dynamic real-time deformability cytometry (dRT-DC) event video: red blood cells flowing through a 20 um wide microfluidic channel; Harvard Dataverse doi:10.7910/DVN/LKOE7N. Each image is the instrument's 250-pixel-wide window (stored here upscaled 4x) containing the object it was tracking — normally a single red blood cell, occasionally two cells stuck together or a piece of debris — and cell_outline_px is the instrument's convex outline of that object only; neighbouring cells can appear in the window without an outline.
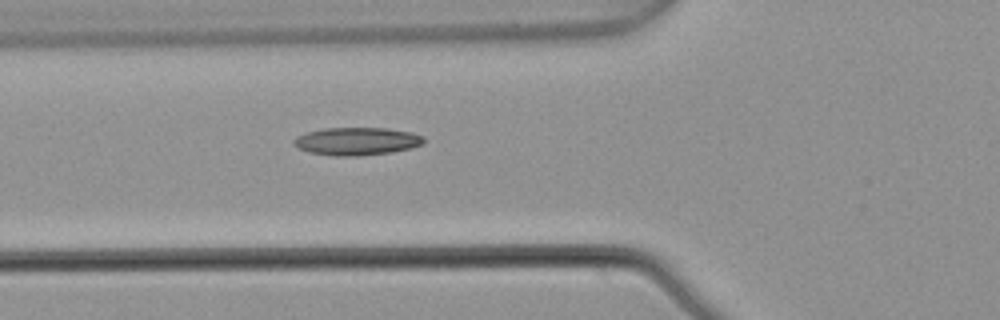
{"species": "common noctule bat (a hibernating species)", "species_latin": "Nyctalus noctula", "temperature_condition": "warm", "stored_images_in_passage": 4, "camera_frame_rate_fps": 3000, "um_per_image_px": 0.085, "animal": {"sex": "male", "body_mass_g": 21.5, "forearm_length_mm": 52.0}, "frame": {"image": 1, "passage_image": 4, "time_ms": 1.0, "image_size_px": [1000, 320], "cell_outline_px": [[424, 144], [392, 152], [360, 156], [332, 156], [308, 152], [296, 148], [292, 144], [292, 140], [296, 136], [304, 132], [324, 128], [388, 128], [412, 132], [424, 136]], "centroid_in_image_um": [30.27, 12.01], "position_along_channel_um": 95.5, "area_um2": 21.44}}